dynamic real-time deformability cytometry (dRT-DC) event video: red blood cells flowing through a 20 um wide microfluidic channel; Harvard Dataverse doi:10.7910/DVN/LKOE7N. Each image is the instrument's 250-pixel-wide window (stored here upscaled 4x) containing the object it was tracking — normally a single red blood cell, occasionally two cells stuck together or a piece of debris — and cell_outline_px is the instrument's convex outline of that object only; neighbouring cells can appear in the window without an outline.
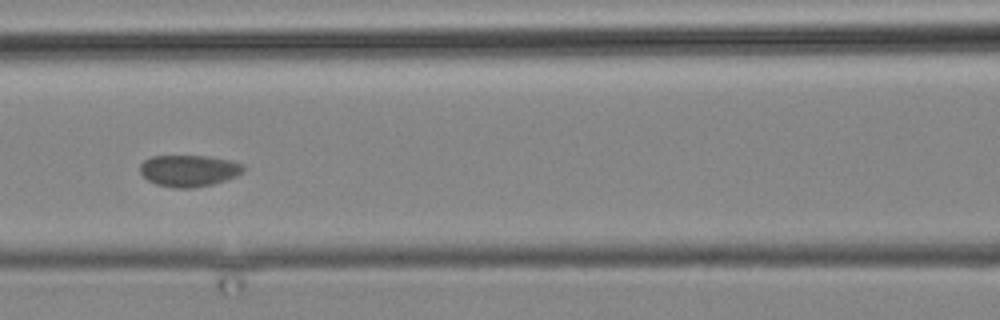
{"species": "common noctule bat (a hibernating species)", "species_latin": "Nyctalus noctula", "temperature_condition": "cold", "stored_images_in_passage": 7, "camera_frame_rate_fps": 3000, "um_per_image_px": 0.085, "animal": {"sex": "male", "body_mass_g": 19.2, "forearm_length_mm": 51.8}, "frame": {"image": 1, "passage_image": 3, "time_ms": 3.0, "image_size_px": [1000, 320], "cell_outline_px": [[244, 172], [236, 176], [212, 184], [192, 188], [176, 188], [156, 184], [148, 180], [140, 172], [140, 164], [144, 160], [152, 156], [208, 156], [228, 160], [244, 164]], "centroid_in_image_um": [16.05, 14.5], "position_along_channel_um": 150.5, "area_um2": 18.96}}
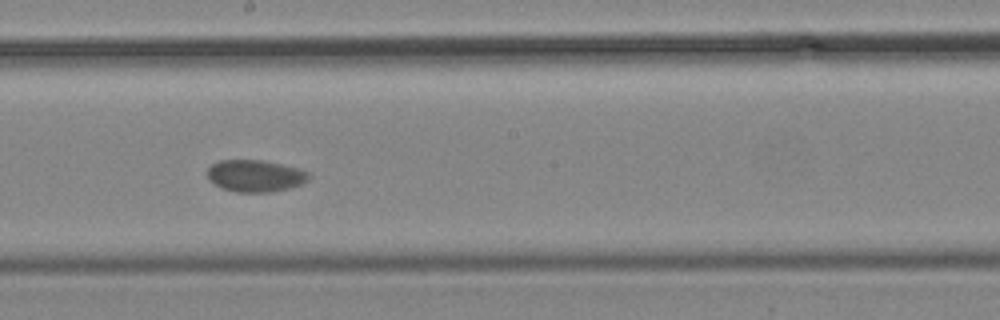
{"frame": {"image": 2, "passage_image": 5, "time_ms": 5.333, "image_size_px": [1000, 320], "cell_outline_px": [[312, 176], [308, 180], [292, 188], [272, 192], [236, 192], [220, 188], [208, 180], [204, 172], [212, 164], [220, 160], [264, 160], [300, 168], [308, 172]], "centroid_in_image_um": [21.68, 14.95], "position_along_channel_um": 226.5, "area_um2": 19.36}}
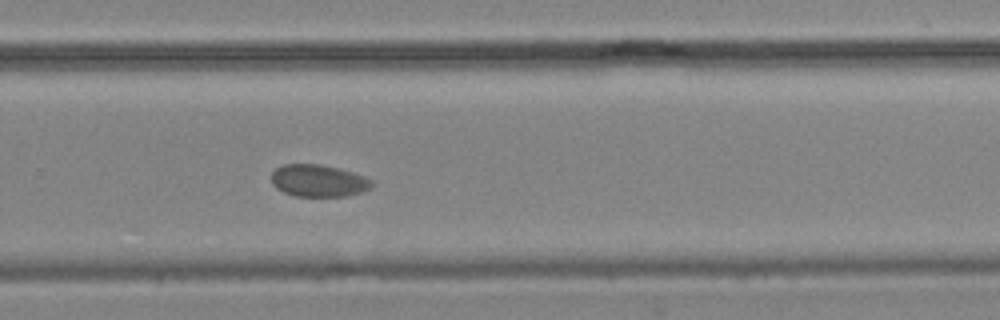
{"frame": {"image": 3, "passage_image": 7, "time_ms": 7.667, "image_size_px": [1000, 320], "cell_outline_px": [[372, 188], [364, 192], [348, 196], [296, 196], [284, 192], [276, 188], [272, 184], [272, 172], [276, 168], [284, 164], [320, 164], [352, 172], [364, 176], [372, 180]], "centroid_in_image_um": [27.08, 15.37], "position_along_channel_um": 302.7, "area_um2": 18.84}}